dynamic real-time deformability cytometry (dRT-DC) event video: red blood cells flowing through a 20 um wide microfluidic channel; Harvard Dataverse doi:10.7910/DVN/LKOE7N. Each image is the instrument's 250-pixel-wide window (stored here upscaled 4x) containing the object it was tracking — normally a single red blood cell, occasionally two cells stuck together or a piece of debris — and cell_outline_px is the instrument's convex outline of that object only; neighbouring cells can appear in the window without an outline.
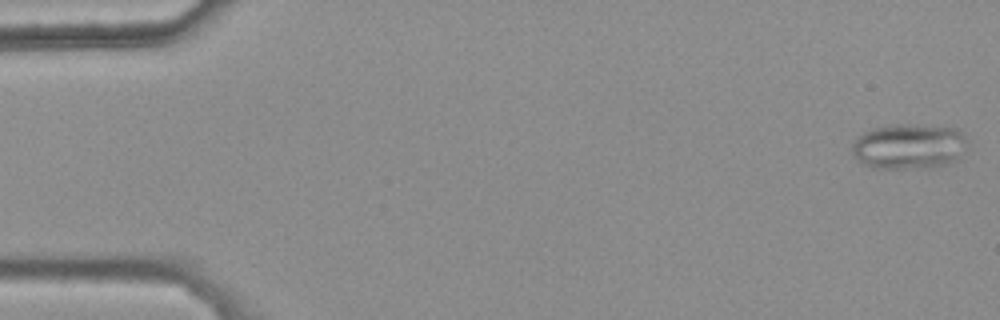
{"species": "common noctule bat (a hibernating species)", "species_latin": "Nyctalus noctula", "temperature_condition": "warm", "stored_images_in_passage": 48, "camera_frame_rate_fps": 3000, "um_per_image_px": 0.085, "animal": {"sex": "female", "body_mass_g": 25.1}, "frame": {"image": 1, "passage_image": 1, "time_ms": 0.0, "image_size_px": [1000, 320], "cell_outline_px": [[964, 140], [956, 160], [952, 164], [932, 168], [872, 168], [856, 160], [852, 156], [852, 144], [860, 132], [872, 128], [896, 124], [912, 124], [956, 128], [964, 136]], "centroid_in_image_um": [77.16, 12.45], "position_along_channel_um": 7.8, "area_um2": 30.58}}
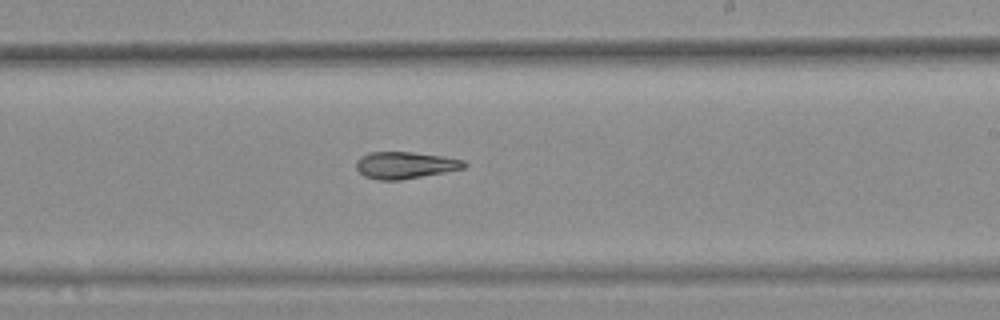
{"frame": {"image": 2, "passage_image": 32, "time_ms": 10.333, "image_size_px": [1000, 320], "cell_outline_px": [[468, 164], [464, 168], [444, 172], [400, 180], [376, 180], [364, 176], [356, 168], [356, 160], [360, 156], [368, 152], [412, 152], [444, 156], [464, 160]], "centroid_in_image_um": [34.41, 14.03], "position_along_channel_um": 254.6, "area_um2": 16.99}}
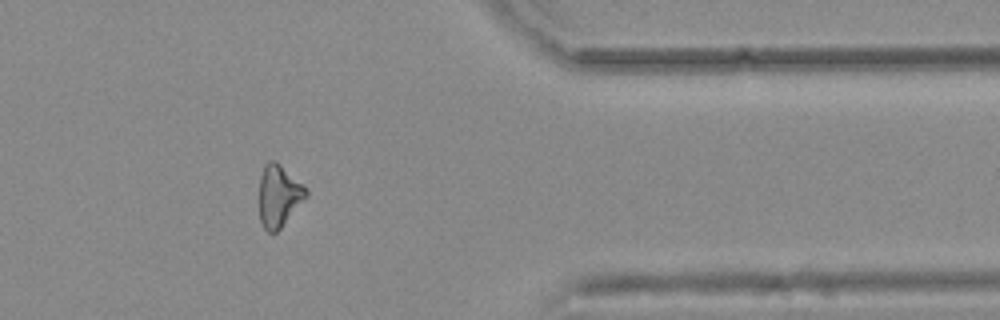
{"frame": {"image": 3, "passage_image": 44, "time_ms": 14.333, "image_size_px": [1000, 320], "cell_outline_px": [[308, 196], [280, 228], [276, 232], [268, 232], [264, 228], [260, 220], [260, 176], [264, 164], [268, 160], [276, 160], [308, 188]], "centroid_in_image_um": [23.72, 16.61], "position_along_channel_um": 387.7, "area_um2": 16.99}, "authors_computed_cell_mechanics": {"area_um2": 17.7735, "velocity_mm_per_s": 3.7815, "shape_relaxation_time_tau1_ms": null, "shape_relaxation_time_tau2_ms": 5.8309, "deformation_change_tau1": null, "deformation_change_tau2": 0.1434}}